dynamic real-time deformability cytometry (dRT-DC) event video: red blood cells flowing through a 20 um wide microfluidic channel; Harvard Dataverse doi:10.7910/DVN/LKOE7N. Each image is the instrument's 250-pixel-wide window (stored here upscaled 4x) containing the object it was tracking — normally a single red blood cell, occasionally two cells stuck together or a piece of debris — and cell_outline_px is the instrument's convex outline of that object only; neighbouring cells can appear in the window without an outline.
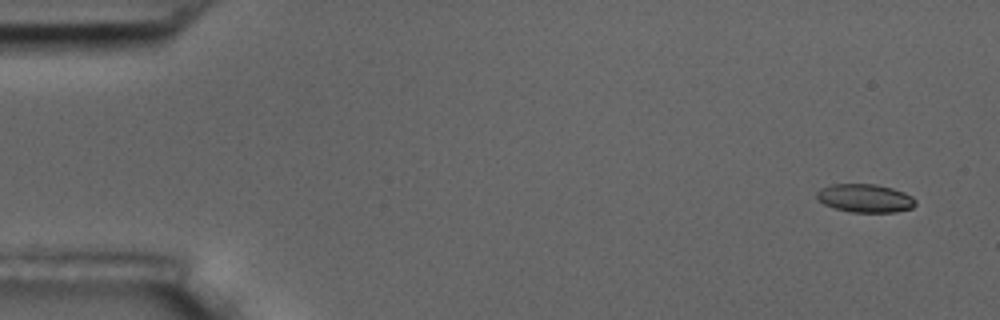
{"species": "common noctule bat (a hibernating species)", "species_latin": "Nyctalus noctula", "temperature_condition": "room temperature", "stored_images_in_passage": 6, "camera_frame_rate_fps": 3000, "um_per_image_px": 0.085, "animal": {"sex": "male", "body_mass_g": 17.5, "forearm_length_mm": 52.3}, "frame": {"image": 1, "passage_image": 1, "time_ms": 0.0, "image_size_px": [1000, 320], "cell_outline_px": [[916, 204], [912, 208], [896, 212], [848, 212], [832, 208], [824, 204], [816, 196], [816, 192], [820, 188], [832, 184], [876, 184], [892, 188], [904, 192], [912, 196], [916, 200]], "centroid_in_image_um": [73.53, 16.85], "position_along_channel_um": 11.5, "area_um2": 16.47}}